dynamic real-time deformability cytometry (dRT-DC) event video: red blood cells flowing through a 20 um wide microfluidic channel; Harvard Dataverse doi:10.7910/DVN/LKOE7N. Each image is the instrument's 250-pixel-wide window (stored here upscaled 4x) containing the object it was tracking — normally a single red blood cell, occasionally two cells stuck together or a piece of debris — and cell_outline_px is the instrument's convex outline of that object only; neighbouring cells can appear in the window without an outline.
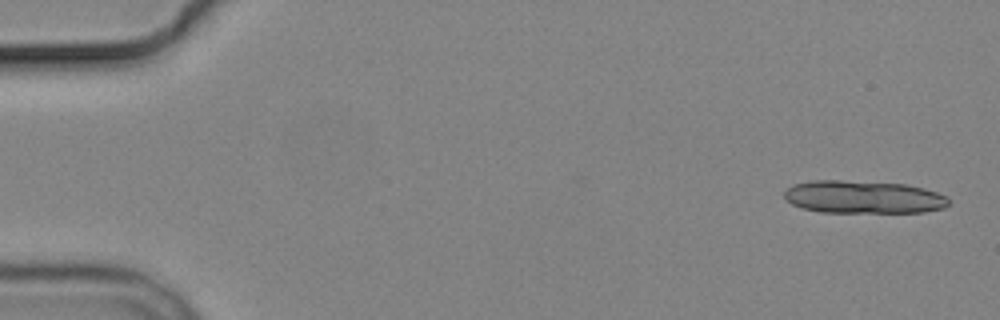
{"species": "common noctule bat (a hibernating species)", "species_latin": "Nyctalus noctula", "temperature_condition": "cold", "stored_images_in_passage": 2, "camera_frame_rate_fps": 3000, "um_per_image_px": 0.085, "animal": {"sex": "male", "body_mass_g": 19.2, "forearm_length_mm": 51.8}, "frame": {"image": 1, "passage_image": 2, "time_ms": 2.0, "image_size_px": [1000, 320], "cell_outline_px": [[948, 204], [944, 208], [924, 212], [820, 212], [804, 208], [792, 204], [784, 196], [784, 192], [792, 184], [812, 180], [840, 180], [908, 184], [924, 188], [948, 196]], "centroid_in_image_um": [73.4, 16.74], "position_along_channel_um": 11.6, "area_um2": 31.5}}